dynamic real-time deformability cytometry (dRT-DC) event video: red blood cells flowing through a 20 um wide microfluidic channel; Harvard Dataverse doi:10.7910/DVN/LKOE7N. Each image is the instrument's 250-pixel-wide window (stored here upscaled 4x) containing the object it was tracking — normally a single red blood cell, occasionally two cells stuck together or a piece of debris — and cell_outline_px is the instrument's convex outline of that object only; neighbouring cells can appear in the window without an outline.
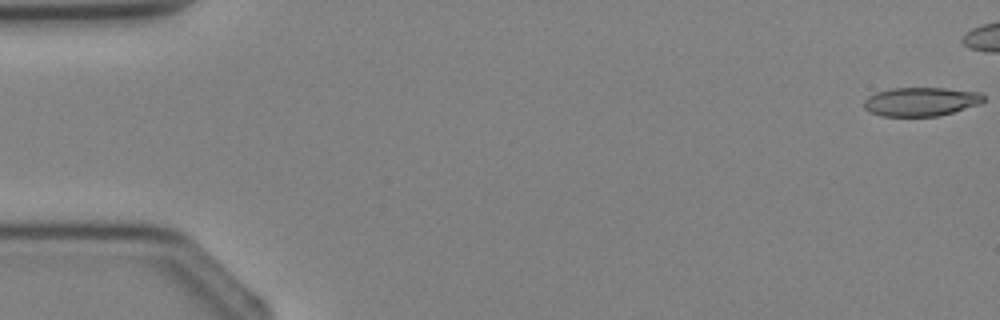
{"species": "Egyptian fruit bat (a non-hibernating species)", "species_latin": "Rousettus aegyptiacus", "temperature_condition": "cold", "stored_images_in_passage": 4, "camera_frame_rate_fps": 3000, "um_per_image_px": 0.085, "animal": {"sex": "female"}, "frame": {"image": 1, "passage_image": 1, "time_ms": 0.0, "image_size_px": [1000, 320], "cell_outline_px": [[984, 100], [980, 104], [940, 116], [884, 116], [872, 112], [864, 108], [864, 100], [868, 96], [876, 92], [892, 88], [944, 88], [980, 92], [984, 96]], "centroid_in_image_um": [78.3, 8.63], "position_along_channel_um": 6.7, "area_um2": 20.06}}